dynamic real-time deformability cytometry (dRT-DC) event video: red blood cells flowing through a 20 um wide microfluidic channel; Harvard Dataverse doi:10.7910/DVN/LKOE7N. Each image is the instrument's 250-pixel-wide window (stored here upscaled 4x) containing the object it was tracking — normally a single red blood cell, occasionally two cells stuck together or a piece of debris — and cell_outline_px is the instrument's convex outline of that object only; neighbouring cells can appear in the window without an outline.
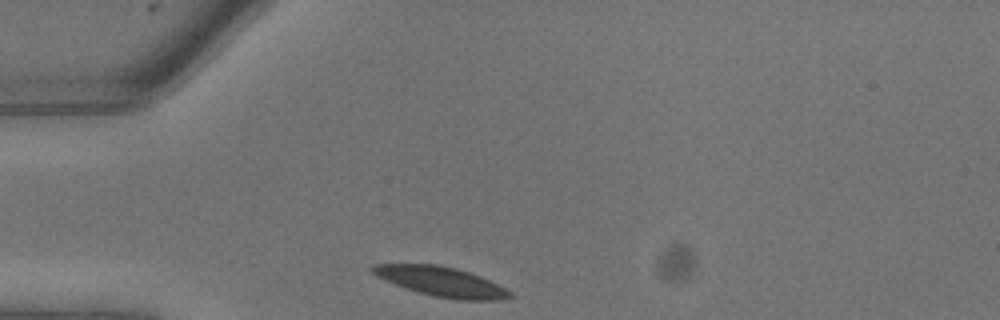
{"species": "common noctule bat (a hibernating species)", "species_latin": "Nyctalus noctula", "temperature_condition": "warm", "stored_images_in_passage": 12, "camera_frame_rate_fps": 3000, "um_per_image_px": 0.085, "animal": {"sex": "male", "body_mass_g": 13.3}, "frame": {"image": 1, "passage_image": 1, "time_ms": 0.0, "image_size_px": [1000, 320], "cell_outline_px": [[512, 296], [496, 300], [460, 300], [436, 296], [420, 292], [396, 284], [376, 276], [368, 268], [376, 264], [436, 264], [456, 268], [480, 276], [512, 292]], "centroid_in_image_um": [37.49, 23.92], "position_along_channel_um": 47.5, "area_um2": 23.18}}
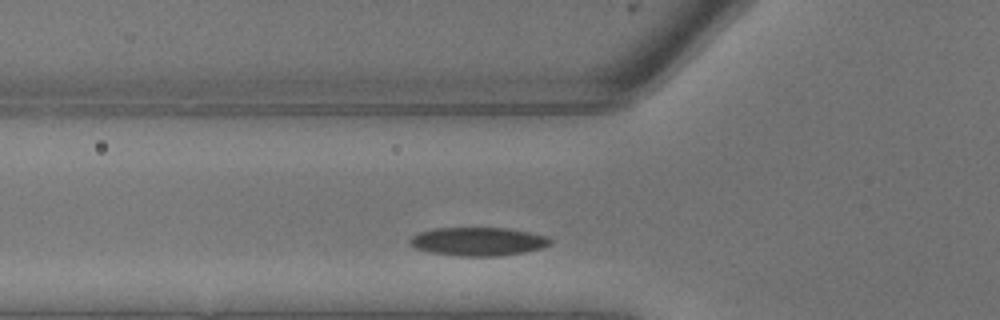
{"frame": {"image": 2, "passage_image": 3, "time_ms": 0.667, "image_size_px": [1000, 320], "cell_outline_px": [[552, 244], [544, 248], [524, 252], [500, 256], [456, 256], [428, 252], [416, 248], [408, 244], [408, 240], [412, 236], [420, 232], [436, 228], [508, 228], [548, 236], [552, 240]], "centroid_in_image_um": [40.65, 20.53], "position_along_channel_um": 85.1, "area_um2": 23.52}}
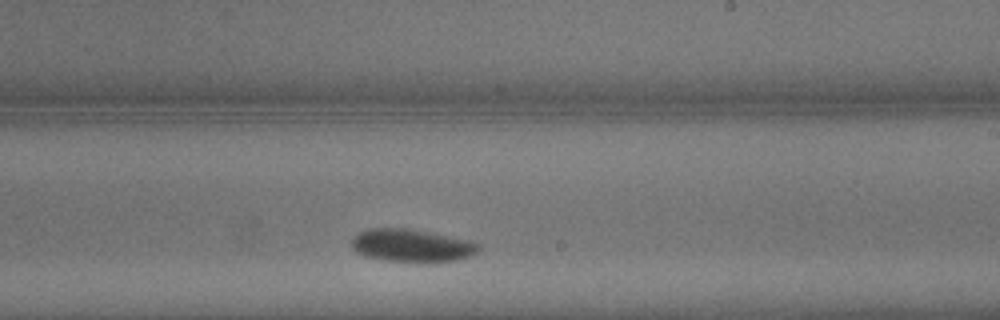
{"frame": {"image": 3, "passage_image": 9, "time_ms": 2.667, "image_size_px": [1000, 320], "cell_outline_px": [[480, 252], [472, 256], [456, 260], [380, 260], [364, 256], [356, 252], [352, 248], [352, 236], [368, 228], [404, 228], [428, 232], [472, 240], [480, 244]], "centroid_in_image_um": [34.99, 20.84], "position_along_channel_um": 254.0, "area_um2": 23.99}}